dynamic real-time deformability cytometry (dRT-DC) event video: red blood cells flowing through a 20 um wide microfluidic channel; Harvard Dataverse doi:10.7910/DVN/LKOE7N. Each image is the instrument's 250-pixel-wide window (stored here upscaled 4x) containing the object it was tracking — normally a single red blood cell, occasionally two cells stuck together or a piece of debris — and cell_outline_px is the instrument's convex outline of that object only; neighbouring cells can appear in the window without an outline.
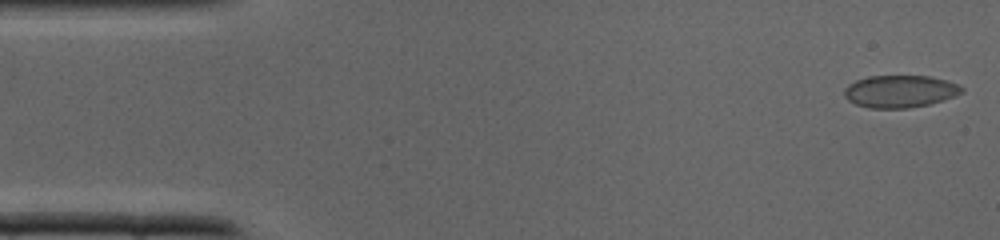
{"species": "common noctule bat (a hibernating species)", "species_latin": "Nyctalus noctula", "temperature_condition": "cold", "stored_images_in_passage": 37, "camera_frame_rate_fps": 3000, "um_per_image_px": 0.085, "animal": {"sex": "male", "body_mass_g": 19.0, "forearm_length_mm": 50.8}, "frame": {"image": 1, "passage_image": 1, "time_ms": 0.0, "image_size_px": [1000, 240], "cell_outline_px": [[964, 92], [928, 104], [908, 108], [872, 108], [856, 104], [848, 100], [844, 96], [844, 88], [848, 84], [856, 80], [868, 76], [928, 76], [944, 80], [956, 84], [964, 88]], "centroid_in_image_um": [76.45, 7.76], "position_along_channel_um": 8.6, "area_um2": 21.85}}
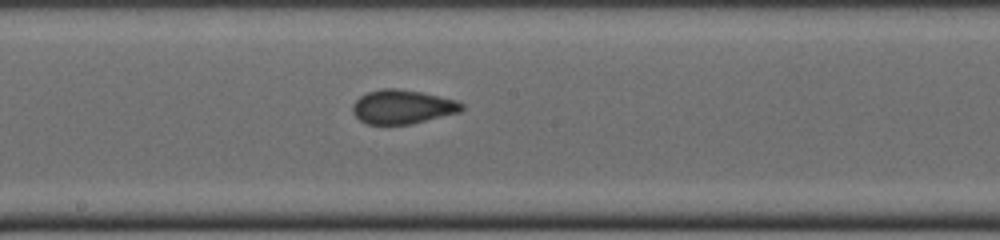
{"frame": {"image": 2, "passage_image": 19, "time_ms": 6.0, "image_size_px": [1000, 240], "cell_outline_px": [[464, 108], [460, 112], [412, 124], [368, 124], [360, 120], [352, 112], [352, 104], [360, 96], [368, 92], [384, 88], [396, 88], [420, 92], [456, 100], [464, 104]], "centroid_in_image_um": [34.21, 9.08], "position_along_channel_um": 214.0, "area_um2": 21.56}}
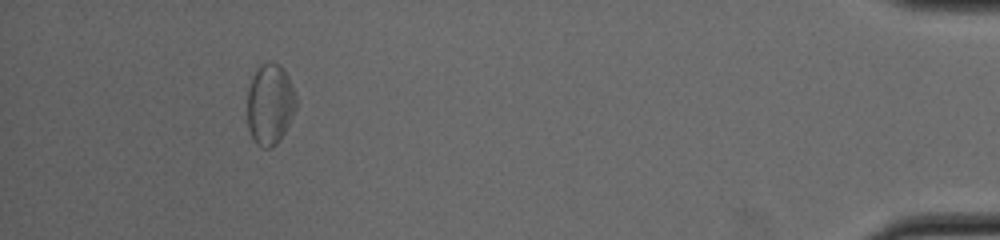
{"frame": {"image": 3, "passage_image": 34, "time_ms": 11.0, "image_size_px": [1000, 240], "cell_outline_px": [[296, 108], [280, 140], [272, 148], [264, 148], [256, 144], [248, 128], [248, 88], [256, 68], [260, 64], [280, 64], [284, 68], [288, 76], [296, 96]], "centroid_in_image_um": [22.95, 8.87], "position_along_channel_um": 412.3, "area_um2": 22.89}}